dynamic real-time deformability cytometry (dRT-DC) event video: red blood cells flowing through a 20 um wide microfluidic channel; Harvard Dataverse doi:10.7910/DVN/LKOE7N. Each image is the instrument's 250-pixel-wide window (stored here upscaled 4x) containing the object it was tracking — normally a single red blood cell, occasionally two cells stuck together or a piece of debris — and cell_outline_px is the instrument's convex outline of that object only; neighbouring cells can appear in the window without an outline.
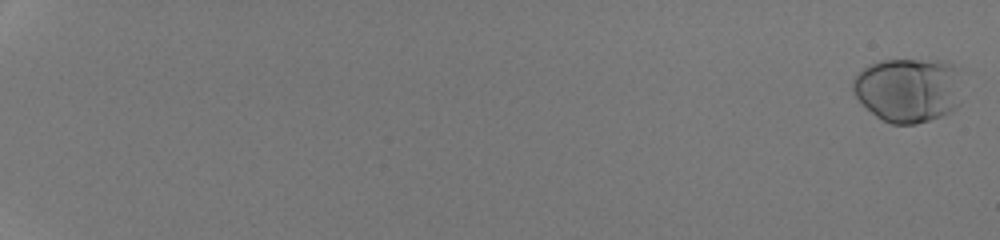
{"species": "human", "species_latin": "Homo sapiens", "temperature_condition": "room temperature", "stored_images_in_passage": 55, "camera_frame_rate_fps": 3000, "um_per_image_px": 0.085, "donor": {"sex": "male"}, "frame": {"image": 1, "passage_image": 2, "time_ms": 0.333, "image_size_px": [1000, 240], "cell_outline_px": [[960, 104], [956, 108], [944, 116], [916, 124], [892, 124], [876, 116], [852, 92], [852, 80], [864, 68], [880, 60], [920, 60], [952, 64]], "centroid_in_image_um": [77.13, 7.68], "position_along_channel_um": 7.9, "area_um2": 40.11}}
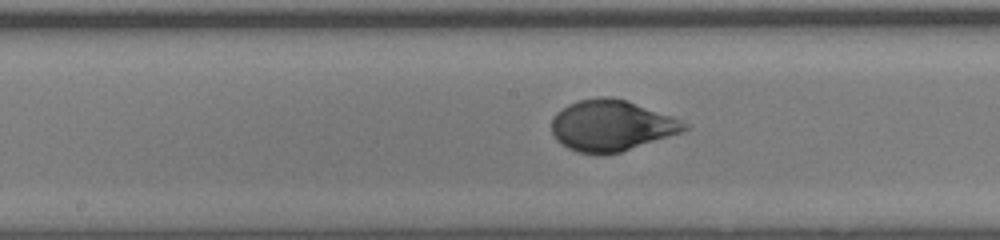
{"frame": {"image": 2, "passage_image": 34, "time_ms": 11.0, "image_size_px": [1000, 240], "cell_outline_px": [[688, 128], [680, 132], [620, 152], [604, 156], [600, 156], [576, 152], [568, 148], [556, 140], [552, 132], [552, 120], [556, 112], [568, 104], [580, 100], [600, 96], [612, 96], [628, 100], [672, 116], [688, 124]], "centroid_in_image_um": [51.93, 10.67], "position_along_channel_um": 196.3, "area_um2": 39.59}}
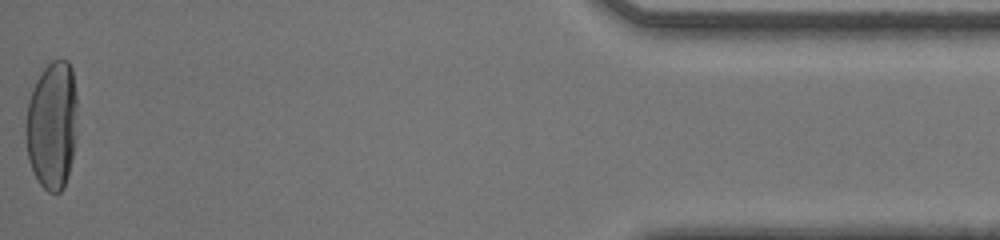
{"frame": {"image": 3, "passage_image": 55, "time_ms": 18.0, "image_size_px": [1000, 240], "cell_outline_px": [[76, 136], [68, 176], [64, 188], [60, 192], [48, 192], [40, 184], [28, 160], [24, 132], [24, 124], [28, 100], [36, 80], [44, 68], [52, 60], [60, 56], [68, 60], [72, 68], [76, 92]], "centroid_in_image_um": [4.41, 10.6], "position_along_channel_um": 430.8, "area_um2": 39.13}, "authors_computed_cell_mechanics": {"area_um2": 37.5122, "velocity_mm_per_s": 4.2672, "shape_relaxation_time_tau1_ms": 3.2253, "shape_relaxation_time_tau2_ms": null, "deformation_change_tau1": 0.1937, "deformation_change_tau2": null}}